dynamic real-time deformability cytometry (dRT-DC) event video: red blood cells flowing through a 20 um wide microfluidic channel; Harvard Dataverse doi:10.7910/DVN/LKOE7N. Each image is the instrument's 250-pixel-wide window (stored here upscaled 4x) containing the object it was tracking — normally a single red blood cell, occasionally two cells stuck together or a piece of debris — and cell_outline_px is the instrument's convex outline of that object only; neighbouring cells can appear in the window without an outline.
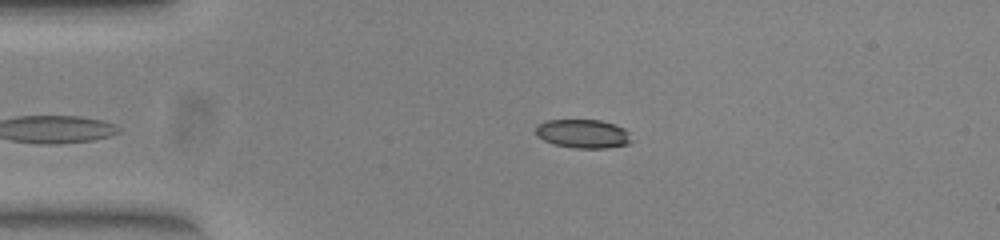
{"species": "common noctule bat (a hibernating species)", "species_latin": "Nyctalus noctula", "temperature_condition": "warm", "stored_images_in_passage": 38, "camera_frame_rate_fps": 3000, "um_per_image_px": 0.085, "animal": {"sex": "female", "body_mass_g": 23.0, "forearm_length_mm": 53.4}, "frame": {"image": 1, "passage_image": 2, "time_ms": 0.333, "image_size_px": [1000, 240], "cell_outline_px": [[632, 140], [628, 144], [608, 148], [576, 148], [556, 144], [544, 140], [536, 136], [536, 124], [548, 120], [600, 120], [616, 124], [624, 128], [628, 132]], "centroid_in_image_um": [49.57, 11.36], "position_along_channel_um": 35.4, "area_um2": 16.07}}
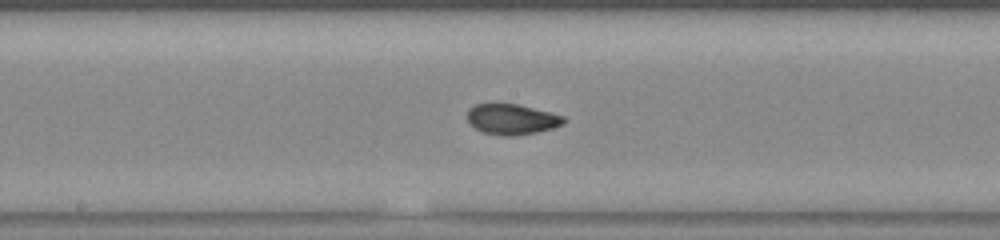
{"frame": {"image": 2, "passage_image": 18, "time_ms": 5.667, "image_size_px": [1000, 240], "cell_outline_px": [[568, 120], [564, 124], [552, 128], [536, 132], [516, 136], [500, 136], [484, 132], [476, 128], [468, 120], [468, 108], [476, 104], [516, 104], [564, 116]], "centroid_in_image_um": [43.53, 10.15], "position_along_channel_um": 204.7, "area_um2": 16.99}}
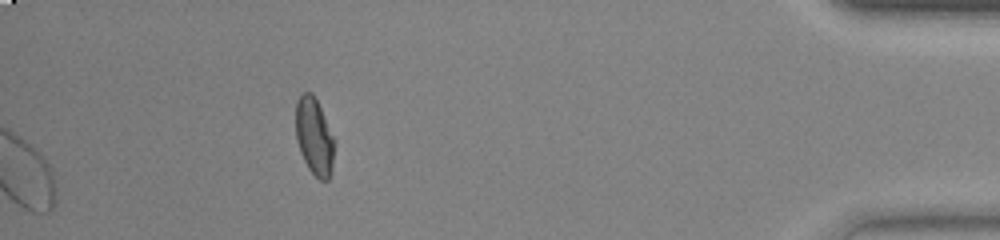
{"frame": {"image": 3, "passage_image": 38, "time_ms": 12.333, "image_size_px": [1000, 240], "cell_outline_px": [[336, 140], [332, 168], [328, 180], [320, 180], [308, 168], [300, 152], [296, 140], [296, 100], [304, 92], [312, 92]], "centroid_in_image_um": [26.72, 11.61], "position_along_channel_um": 408.5, "area_um2": 17.46}, "authors_computed_cell_mechanics": {"area_um2": 17.4845, "velocity_mm_per_s": 3.9089, "shape_relaxation_time_tau1_ms": 8.1126, "shape_relaxation_time_tau2_ms": 1.0328, "deformation_change_tau1": 0.2079, "deformation_change_tau2": 0.0584}}